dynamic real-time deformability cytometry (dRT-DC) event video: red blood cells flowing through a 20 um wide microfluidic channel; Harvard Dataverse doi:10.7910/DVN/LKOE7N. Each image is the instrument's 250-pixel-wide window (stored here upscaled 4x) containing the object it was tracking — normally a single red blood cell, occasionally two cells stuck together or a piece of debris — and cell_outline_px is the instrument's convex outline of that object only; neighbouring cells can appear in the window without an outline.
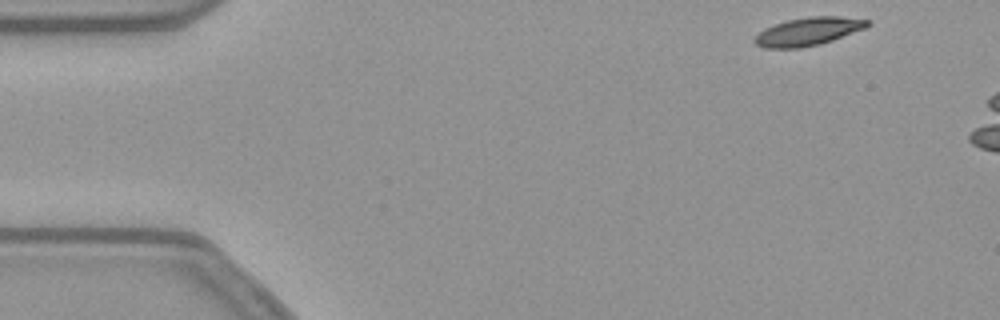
{"species": "common noctule bat (a hibernating species)", "species_latin": "Nyctalus noctula", "temperature_condition": "warm", "stored_images_in_passage": 8, "camera_frame_rate_fps": 3000, "um_per_image_px": 0.085, "animal": {"sex": "female", "body_mass_g": 21.9}, "frame": {"image": 1, "passage_image": 1, "time_ms": 0.0, "image_size_px": [1000, 320], "cell_outline_px": [[872, 24], [864, 28], [832, 40], [820, 44], [800, 48], [764, 48], [756, 44], [752, 40], [764, 28], [788, 20], [808, 16], [840, 16], [872, 20]], "centroid_in_image_um": [68.71, 2.67], "position_along_channel_um": 16.3, "area_um2": 18.44}}